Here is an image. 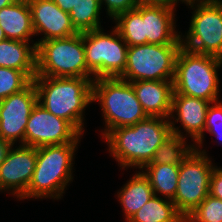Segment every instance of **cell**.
<instances>
[{
	"instance_id": "1",
	"label": "cell",
	"mask_w": 222,
	"mask_h": 222,
	"mask_svg": "<svg viewBox=\"0 0 222 222\" xmlns=\"http://www.w3.org/2000/svg\"><path fill=\"white\" fill-rule=\"evenodd\" d=\"M171 133L170 119L148 117L133 126L114 128L104 137L109 153L123 169L133 166L144 170L156 149Z\"/></svg>"
},
{
	"instance_id": "2",
	"label": "cell",
	"mask_w": 222,
	"mask_h": 222,
	"mask_svg": "<svg viewBox=\"0 0 222 222\" xmlns=\"http://www.w3.org/2000/svg\"><path fill=\"white\" fill-rule=\"evenodd\" d=\"M94 78L35 76L38 103L59 118L69 121L81 134L83 111L93 102Z\"/></svg>"
},
{
	"instance_id": "3",
	"label": "cell",
	"mask_w": 222,
	"mask_h": 222,
	"mask_svg": "<svg viewBox=\"0 0 222 222\" xmlns=\"http://www.w3.org/2000/svg\"><path fill=\"white\" fill-rule=\"evenodd\" d=\"M78 142L36 148V165L26 192L19 198L59 199L72 181V167Z\"/></svg>"
},
{
	"instance_id": "4",
	"label": "cell",
	"mask_w": 222,
	"mask_h": 222,
	"mask_svg": "<svg viewBox=\"0 0 222 222\" xmlns=\"http://www.w3.org/2000/svg\"><path fill=\"white\" fill-rule=\"evenodd\" d=\"M222 59L213 55L198 54L182 47L176 58L173 94H182L204 99L209 102L219 101L218 68Z\"/></svg>"
},
{
	"instance_id": "5",
	"label": "cell",
	"mask_w": 222,
	"mask_h": 222,
	"mask_svg": "<svg viewBox=\"0 0 222 222\" xmlns=\"http://www.w3.org/2000/svg\"><path fill=\"white\" fill-rule=\"evenodd\" d=\"M92 100H99L102 108L106 126L102 137L114 128L133 126L149 117L138 101L132 84L119 77L95 79Z\"/></svg>"
},
{
	"instance_id": "6",
	"label": "cell",
	"mask_w": 222,
	"mask_h": 222,
	"mask_svg": "<svg viewBox=\"0 0 222 222\" xmlns=\"http://www.w3.org/2000/svg\"><path fill=\"white\" fill-rule=\"evenodd\" d=\"M36 54V76L94 78L87 68L83 33L39 41Z\"/></svg>"
},
{
	"instance_id": "7",
	"label": "cell",
	"mask_w": 222,
	"mask_h": 222,
	"mask_svg": "<svg viewBox=\"0 0 222 222\" xmlns=\"http://www.w3.org/2000/svg\"><path fill=\"white\" fill-rule=\"evenodd\" d=\"M181 48L182 44L128 46L126 67L119 78L128 82L173 81Z\"/></svg>"
},
{
	"instance_id": "8",
	"label": "cell",
	"mask_w": 222,
	"mask_h": 222,
	"mask_svg": "<svg viewBox=\"0 0 222 222\" xmlns=\"http://www.w3.org/2000/svg\"><path fill=\"white\" fill-rule=\"evenodd\" d=\"M88 71L98 78H117L125 70L128 45L114 27L110 34L103 29L83 32Z\"/></svg>"
},
{
	"instance_id": "9",
	"label": "cell",
	"mask_w": 222,
	"mask_h": 222,
	"mask_svg": "<svg viewBox=\"0 0 222 222\" xmlns=\"http://www.w3.org/2000/svg\"><path fill=\"white\" fill-rule=\"evenodd\" d=\"M187 5L195 11L185 40L181 39L182 47L222 59V0H197Z\"/></svg>"
},
{
	"instance_id": "10",
	"label": "cell",
	"mask_w": 222,
	"mask_h": 222,
	"mask_svg": "<svg viewBox=\"0 0 222 222\" xmlns=\"http://www.w3.org/2000/svg\"><path fill=\"white\" fill-rule=\"evenodd\" d=\"M193 149L179 165L178 184L172 202L186 218L208 195L214 169L206 151Z\"/></svg>"
},
{
	"instance_id": "11",
	"label": "cell",
	"mask_w": 222,
	"mask_h": 222,
	"mask_svg": "<svg viewBox=\"0 0 222 222\" xmlns=\"http://www.w3.org/2000/svg\"><path fill=\"white\" fill-rule=\"evenodd\" d=\"M82 135L69 121L53 115L37 103L25 128V145L39 148L79 142Z\"/></svg>"
},
{
	"instance_id": "12",
	"label": "cell",
	"mask_w": 222,
	"mask_h": 222,
	"mask_svg": "<svg viewBox=\"0 0 222 222\" xmlns=\"http://www.w3.org/2000/svg\"><path fill=\"white\" fill-rule=\"evenodd\" d=\"M38 103L37 89L32 81L25 89L0 100V137L25 145V128L28 118Z\"/></svg>"
},
{
	"instance_id": "13",
	"label": "cell",
	"mask_w": 222,
	"mask_h": 222,
	"mask_svg": "<svg viewBox=\"0 0 222 222\" xmlns=\"http://www.w3.org/2000/svg\"><path fill=\"white\" fill-rule=\"evenodd\" d=\"M36 165V148L19 145L9 150L0 165V191L12 190L20 198L27 190Z\"/></svg>"
},
{
	"instance_id": "14",
	"label": "cell",
	"mask_w": 222,
	"mask_h": 222,
	"mask_svg": "<svg viewBox=\"0 0 222 222\" xmlns=\"http://www.w3.org/2000/svg\"><path fill=\"white\" fill-rule=\"evenodd\" d=\"M32 18L35 35L44 36L34 42L66 38L77 34L68 12L63 11L52 0H27Z\"/></svg>"
},
{
	"instance_id": "15",
	"label": "cell",
	"mask_w": 222,
	"mask_h": 222,
	"mask_svg": "<svg viewBox=\"0 0 222 222\" xmlns=\"http://www.w3.org/2000/svg\"><path fill=\"white\" fill-rule=\"evenodd\" d=\"M212 102L204 99L190 97L182 94L172 95V110L170 119L176 116L175 122H181V125L186 131V135L193 139L197 146L195 149L199 150L204 139V127L206 123V114L208 107ZM174 117V118H173ZM198 147V148H197Z\"/></svg>"
},
{
	"instance_id": "16",
	"label": "cell",
	"mask_w": 222,
	"mask_h": 222,
	"mask_svg": "<svg viewBox=\"0 0 222 222\" xmlns=\"http://www.w3.org/2000/svg\"><path fill=\"white\" fill-rule=\"evenodd\" d=\"M175 6H142L144 44H182L175 31Z\"/></svg>"
},
{
	"instance_id": "17",
	"label": "cell",
	"mask_w": 222,
	"mask_h": 222,
	"mask_svg": "<svg viewBox=\"0 0 222 222\" xmlns=\"http://www.w3.org/2000/svg\"><path fill=\"white\" fill-rule=\"evenodd\" d=\"M130 83L138 101L149 117L170 118L174 92L173 81L139 80Z\"/></svg>"
},
{
	"instance_id": "18",
	"label": "cell",
	"mask_w": 222,
	"mask_h": 222,
	"mask_svg": "<svg viewBox=\"0 0 222 222\" xmlns=\"http://www.w3.org/2000/svg\"><path fill=\"white\" fill-rule=\"evenodd\" d=\"M0 26L6 39L30 42L35 36L31 10L27 0H17L0 10Z\"/></svg>"
},
{
	"instance_id": "19",
	"label": "cell",
	"mask_w": 222,
	"mask_h": 222,
	"mask_svg": "<svg viewBox=\"0 0 222 222\" xmlns=\"http://www.w3.org/2000/svg\"><path fill=\"white\" fill-rule=\"evenodd\" d=\"M5 39L0 42V67L36 72V44Z\"/></svg>"
},
{
	"instance_id": "20",
	"label": "cell",
	"mask_w": 222,
	"mask_h": 222,
	"mask_svg": "<svg viewBox=\"0 0 222 222\" xmlns=\"http://www.w3.org/2000/svg\"><path fill=\"white\" fill-rule=\"evenodd\" d=\"M122 204L126 222L154 195L148 178L143 172L135 173L117 194Z\"/></svg>"
},
{
	"instance_id": "21",
	"label": "cell",
	"mask_w": 222,
	"mask_h": 222,
	"mask_svg": "<svg viewBox=\"0 0 222 222\" xmlns=\"http://www.w3.org/2000/svg\"><path fill=\"white\" fill-rule=\"evenodd\" d=\"M170 124L172 133L156 149L153 158L148 164L180 165L195 148V145L186 143V137L178 129L179 127H175L174 121H170Z\"/></svg>"
},
{
	"instance_id": "22",
	"label": "cell",
	"mask_w": 222,
	"mask_h": 222,
	"mask_svg": "<svg viewBox=\"0 0 222 222\" xmlns=\"http://www.w3.org/2000/svg\"><path fill=\"white\" fill-rule=\"evenodd\" d=\"M127 222H185L172 200L153 195Z\"/></svg>"
},
{
	"instance_id": "23",
	"label": "cell",
	"mask_w": 222,
	"mask_h": 222,
	"mask_svg": "<svg viewBox=\"0 0 222 222\" xmlns=\"http://www.w3.org/2000/svg\"><path fill=\"white\" fill-rule=\"evenodd\" d=\"M143 168L145 172H142L148 178L154 195L160 193L166 199L173 200L177 190L179 165L147 164Z\"/></svg>"
},
{
	"instance_id": "24",
	"label": "cell",
	"mask_w": 222,
	"mask_h": 222,
	"mask_svg": "<svg viewBox=\"0 0 222 222\" xmlns=\"http://www.w3.org/2000/svg\"><path fill=\"white\" fill-rule=\"evenodd\" d=\"M101 0H78L69 12L72 25L78 33L102 29L100 23Z\"/></svg>"
},
{
	"instance_id": "25",
	"label": "cell",
	"mask_w": 222,
	"mask_h": 222,
	"mask_svg": "<svg viewBox=\"0 0 222 222\" xmlns=\"http://www.w3.org/2000/svg\"><path fill=\"white\" fill-rule=\"evenodd\" d=\"M114 21V26L128 46L144 44V29L142 6L119 14Z\"/></svg>"
},
{
	"instance_id": "26",
	"label": "cell",
	"mask_w": 222,
	"mask_h": 222,
	"mask_svg": "<svg viewBox=\"0 0 222 222\" xmlns=\"http://www.w3.org/2000/svg\"><path fill=\"white\" fill-rule=\"evenodd\" d=\"M35 76L36 72L0 67V100L25 89Z\"/></svg>"
},
{
	"instance_id": "27",
	"label": "cell",
	"mask_w": 222,
	"mask_h": 222,
	"mask_svg": "<svg viewBox=\"0 0 222 222\" xmlns=\"http://www.w3.org/2000/svg\"><path fill=\"white\" fill-rule=\"evenodd\" d=\"M185 222H222V200L209 194L185 218Z\"/></svg>"
},
{
	"instance_id": "28",
	"label": "cell",
	"mask_w": 222,
	"mask_h": 222,
	"mask_svg": "<svg viewBox=\"0 0 222 222\" xmlns=\"http://www.w3.org/2000/svg\"><path fill=\"white\" fill-rule=\"evenodd\" d=\"M208 131L222 141V101L208 107L204 132Z\"/></svg>"
},
{
	"instance_id": "29",
	"label": "cell",
	"mask_w": 222,
	"mask_h": 222,
	"mask_svg": "<svg viewBox=\"0 0 222 222\" xmlns=\"http://www.w3.org/2000/svg\"><path fill=\"white\" fill-rule=\"evenodd\" d=\"M104 3L107 7V14L112 19L138 6L136 0H101V5Z\"/></svg>"
},
{
	"instance_id": "30",
	"label": "cell",
	"mask_w": 222,
	"mask_h": 222,
	"mask_svg": "<svg viewBox=\"0 0 222 222\" xmlns=\"http://www.w3.org/2000/svg\"><path fill=\"white\" fill-rule=\"evenodd\" d=\"M209 194L222 200V168L214 166L210 178Z\"/></svg>"
},
{
	"instance_id": "31",
	"label": "cell",
	"mask_w": 222,
	"mask_h": 222,
	"mask_svg": "<svg viewBox=\"0 0 222 222\" xmlns=\"http://www.w3.org/2000/svg\"><path fill=\"white\" fill-rule=\"evenodd\" d=\"M138 6H175L176 3L173 0H136Z\"/></svg>"
},
{
	"instance_id": "32",
	"label": "cell",
	"mask_w": 222,
	"mask_h": 222,
	"mask_svg": "<svg viewBox=\"0 0 222 222\" xmlns=\"http://www.w3.org/2000/svg\"><path fill=\"white\" fill-rule=\"evenodd\" d=\"M13 146L14 145L11 142L4 140L0 137V165L6 159L9 150Z\"/></svg>"
},
{
	"instance_id": "33",
	"label": "cell",
	"mask_w": 222,
	"mask_h": 222,
	"mask_svg": "<svg viewBox=\"0 0 222 222\" xmlns=\"http://www.w3.org/2000/svg\"><path fill=\"white\" fill-rule=\"evenodd\" d=\"M65 12H70L78 0H52Z\"/></svg>"
},
{
	"instance_id": "34",
	"label": "cell",
	"mask_w": 222,
	"mask_h": 222,
	"mask_svg": "<svg viewBox=\"0 0 222 222\" xmlns=\"http://www.w3.org/2000/svg\"><path fill=\"white\" fill-rule=\"evenodd\" d=\"M17 0H0V10L4 7H7L11 4H13Z\"/></svg>"
},
{
	"instance_id": "35",
	"label": "cell",
	"mask_w": 222,
	"mask_h": 222,
	"mask_svg": "<svg viewBox=\"0 0 222 222\" xmlns=\"http://www.w3.org/2000/svg\"><path fill=\"white\" fill-rule=\"evenodd\" d=\"M5 39H6L5 33H4L3 29L0 26V42L5 40Z\"/></svg>"
},
{
	"instance_id": "36",
	"label": "cell",
	"mask_w": 222,
	"mask_h": 222,
	"mask_svg": "<svg viewBox=\"0 0 222 222\" xmlns=\"http://www.w3.org/2000/svg\"><path fill=\"white\" fill-rule=\"evenodd\" d=\"M176 4L178 3V1H182V2H185L186 4H189V3H193L197 0H173Z\"/></svg>"
}]
</instances>
